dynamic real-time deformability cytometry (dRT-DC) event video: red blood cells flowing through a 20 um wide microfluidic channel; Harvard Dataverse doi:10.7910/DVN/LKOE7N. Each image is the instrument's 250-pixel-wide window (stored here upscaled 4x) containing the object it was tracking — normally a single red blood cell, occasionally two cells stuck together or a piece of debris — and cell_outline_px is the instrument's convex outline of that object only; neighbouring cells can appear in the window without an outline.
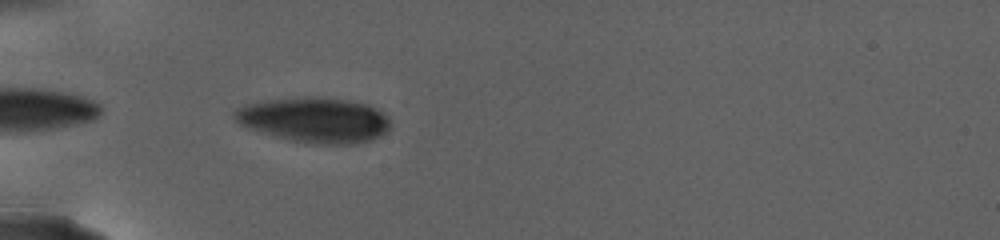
{"species": "human", "species_latin": "Homo sapiens", "temperature_condition": "warm", "stored_images_in_passage": 40, "camera_frame_rate_fps": 3000, "um_per_image_px": 0.085, "donor": {"sex": "female"}, "frame": {"image": 1, "passage_image": 2, "time_ms": 0.333, "image_size_px": [1000, 240], "cell_outline_px": [[392, 124], [380, 136], [372, 140], [356, 144], [304, 144], [272, 136], [248, 128], [240, 124], [232, 116], [232, 112], [244, 104], [268, 100], [316, 96], [348, 100], [368, 104], [376, 108], [388, 116]], "centroid_in_image_um": [26.74, 10.21], "position_along_channel_um": 58.3, "area_um2": 41.5}}
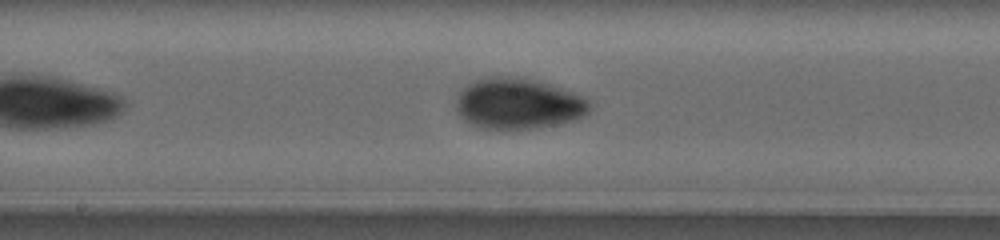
{"frame": {"image": 2, "passage_image": 15, "time_ms": 6.667, "image_size_px": [1000, 240], "cell_outline_px": [[592, 108], [584, 116], [576, 120], [560, 124], [536, 128], [480, 128], [464, 120], [456, 112], [456, 100], [460, 92], [468, 84], [484, 76], [488, 76], [536, 80], [560, 88], [580, 96], [588, 100], [592, 104]], "centroid_in_image_um": [44.05, 8.83], "position_along_channel_um": 204.2, "area_um2": 39.25}}
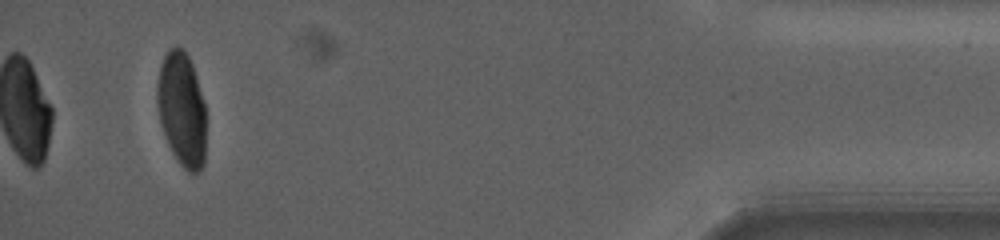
{"frame": {"image": 3, "passage_image": 40, "time_ms": 17.667, "image_size_px": [1000, 240], "cell_outline_px": [[204, 164], [200, 172], [188, 172], [180, 164], [172, 152], [168, 144], [160, 124], [156, 100], [156, 88], [160, 64], [168, 48], [176, 44], [188, 56], [192, 64], [196, 76], [204, 104]], "centroid_in_image_um": [15.41, 9.27], "position_along_channel_um": 419.8, "area_um2": 32.48}, "authors_computed_cell_mechanics": {"area_um2": 38.0035, "velocity_mm_per_s": 2.5212, "shape_relaxation_time_tau1_ms": 9.2552, "shape_relaxation_time_tau2_ms": null, "deformation_change_tau1": 0.2112, "deformation_change_tau2": null}}